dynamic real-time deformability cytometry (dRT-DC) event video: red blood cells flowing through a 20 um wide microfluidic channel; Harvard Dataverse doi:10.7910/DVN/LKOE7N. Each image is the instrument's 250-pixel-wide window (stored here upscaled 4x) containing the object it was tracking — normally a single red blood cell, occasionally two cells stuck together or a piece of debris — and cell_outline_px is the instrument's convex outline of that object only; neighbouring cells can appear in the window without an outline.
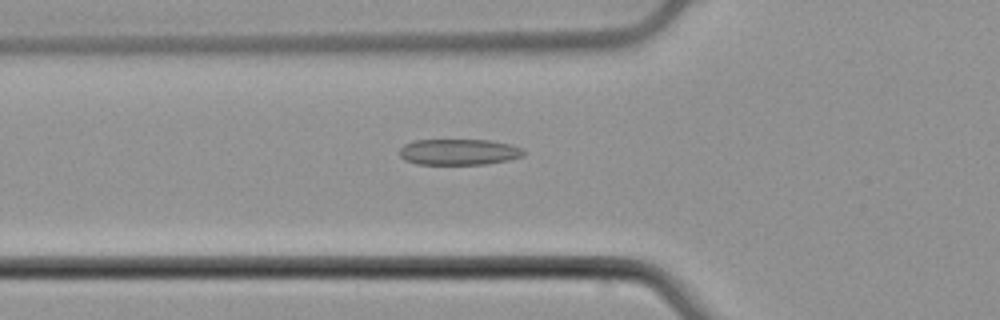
{"species": "common noctule bat (a hibernating species)", "species_latin": "Nyctalus noctula", "temperature_condition": "cold", "stored_images_in_passage": 53, "camera_frame_rate_fps": 3000, "um_per_image_px": 0.085, "animal": {"sex": "male", "body_mass_g": 21.5, "forearm_length_mm": 52.0}, "frame": {"image": 1, "passage_image": 19, "time_ms": 6.0, "image_size_px": [1000, 320], "cell_outline_px": [[524, 156], [508, 160], [484, 164], [416, 164], [404, 160], [400, 156], [400, 148], [404, 144], [412, 140], [488, 140], [508, 144], [524, 148]], "centroid_in_image_um": [38.98, 12.91], "position_along_channel_um": 86.8, "area_um2": 18.84}}
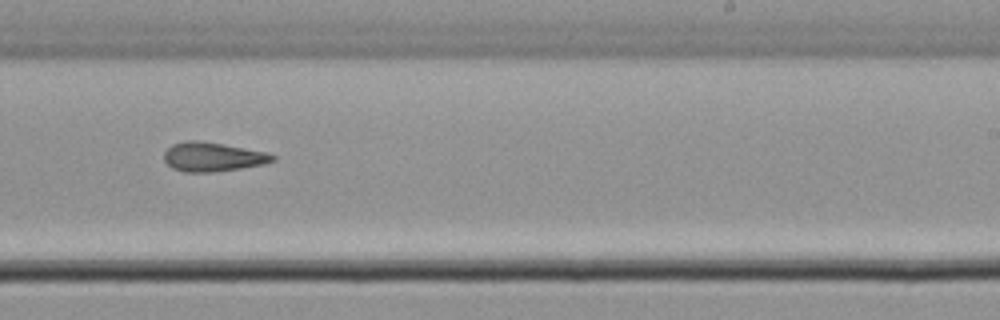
{"frame": {"image": 2, "passage_image": 33, "time_ms": 10.667, "image_size_px": [1000, 320], "cell_outline_px": [[276, 160], [264, 164], [240, 168], [212, 172], [184, 172], [172, 168], [164, 160], [164, 152], [172, 144], [188, 140], [196, 140], [268, 152], [276, 156]], "centroid_in_image_um": [18.08, 13.34], "position_along_channel_um": 270.9, "area_um2": 18.32}}
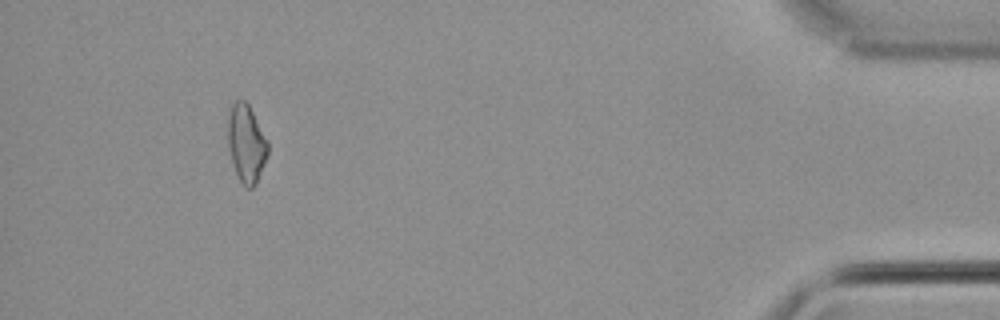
{"frame": {"image": 3, "passage_image": 49, "time_ms": 16.0, "image_size_px": [1000, 320], "cell_outline_px": [[268, 152], [264, 164], [256, 184], [252, 188], [244, 188], [236, 172], [228, 148], [228, 116], [232, 104], [236, 100], [244, 100], [248, 104], [268, 144]], "centroid_in_image_um": [20.92, 12.22], "position_along_channel_um": 414.3, "area_um2": 17.74}}